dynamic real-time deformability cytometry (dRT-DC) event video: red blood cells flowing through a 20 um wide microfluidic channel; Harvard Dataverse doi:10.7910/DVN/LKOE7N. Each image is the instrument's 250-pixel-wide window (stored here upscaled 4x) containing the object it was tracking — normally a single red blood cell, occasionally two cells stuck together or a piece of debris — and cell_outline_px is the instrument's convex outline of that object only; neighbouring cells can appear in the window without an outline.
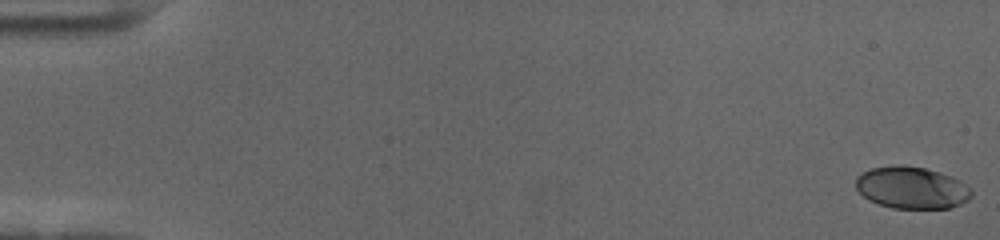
{"species": "human", "species_latin": "Homo sapiens", "temperature_condition": "cold", "stored_images_in_passage": 58, "camera_frame_rate_fps": 3000, "um_per_image_px": 0.085, "donor": {"sex": "female"}, "frame": {"image": 1, "passage_image": 1, "time_ms": 0.0, "image_size_px": [1000, 240], "cell_outline_px": [[972, 196], [968, 200], [960, 204], [948, 208], [892, 208], [868, 200], [856, 188], [856, 176], [872, 168], [924, 168], [940, 172], [960, 180], [972, 188]], "centroid_in_image_um": [77.54, 16.0], "position_along_channel_um": 7.5, "area_um2": 27.57}}
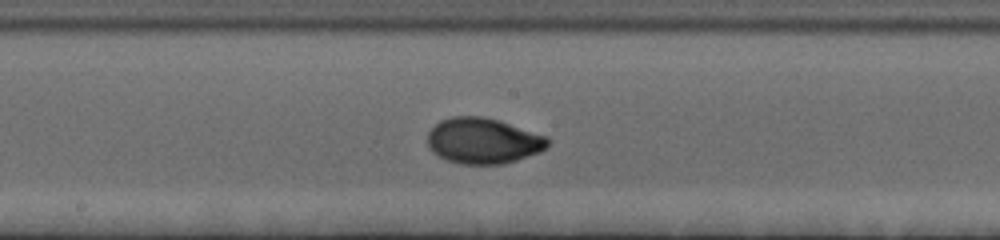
{"frame": {"image": 2, "passage_image": 32, "time_ms": 10.333, "image_size_px": [1000, 240], "cell_outline_px": [[548, 144], [540, 152], [516, 160], [500, 164], [460, 164], [444, 160], [432, 152], [428, 148], [428, 132], [440, 120], [452, 116], [484, 116], [500, 120], [548, 136]], "centroid_in_image_um": [41.04, 11.96], "position_along_channel_um": 207.2, "area_um2": 32.31}}
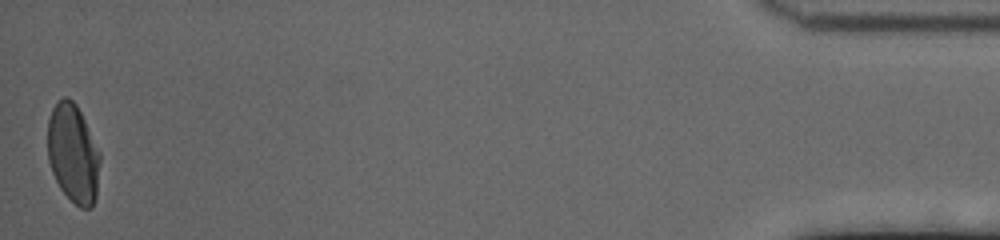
{"frame": {"image": 3, "passage_image": 58, "time_ms": 19.0, "image_size_px": [1000, 240], "cell_outline_px": [[100, 160], [96, 196], [92, 208], [80, 208], [60, 188], [52, 172], [48, 160], [48, 120], [52, 108], [56, 100], [64, 96], [68, 96], [76, 104], [100, 152]], "centroid_in_image_um": [6.2, 13.02], "position_along_channel_um": 429.0, "area_um2": 30.11}, "authors_computed_cell_mechanics": {"area_um2": 30.1138, "velocity_mm_per_s": 3.5453, "shape_relaxation_time_tau1_ms": 3.7597, "shape_relaxation_time_tau2_ms": null, "deformation_change_tau1": 0.1706, "deformation_change_tau2": null}}